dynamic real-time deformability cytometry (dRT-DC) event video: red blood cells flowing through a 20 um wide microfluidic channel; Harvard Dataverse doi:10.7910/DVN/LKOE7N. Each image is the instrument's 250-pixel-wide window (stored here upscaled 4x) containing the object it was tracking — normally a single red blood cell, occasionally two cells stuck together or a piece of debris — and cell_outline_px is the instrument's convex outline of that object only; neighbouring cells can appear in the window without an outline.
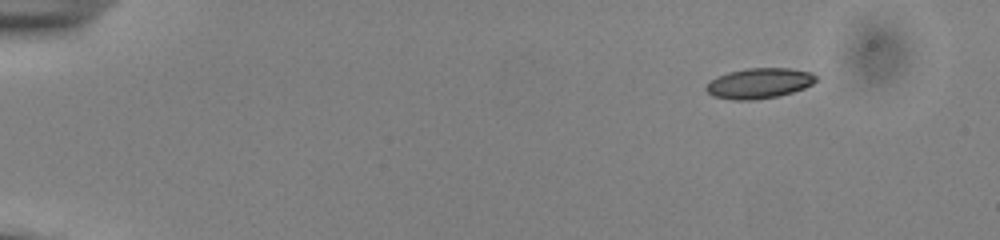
{"species": "common noctule bat (a hibernating species)", "species_latin": "Nyctalus noctula", "temperature_condition": "cold", "stored_images_in_passage": 11, "camera_frame_rate_fps": 3000, "um_per_image_px": 0.085, "animal": {"sex": "male", "body_mass_g": 13.0, "forearm_length_mm": 53.1}, "frame": {"image": 1, "passage_image": 1, "time_ms": 0.0, "image_size_px": [1000, 240], "cell_outline_px": [[820, 80], [804, 88], [792, 92], [776, 96], [756, 100], [732, 100], [712, 96], [704, 88], [716, 76], [728, 72], [748, 68], [788, 68], [812, 72]], "centroid_in_image_um": [64.54, 7.07], "position_along_channel_um": 20.5, "area_um2": 19.54}}